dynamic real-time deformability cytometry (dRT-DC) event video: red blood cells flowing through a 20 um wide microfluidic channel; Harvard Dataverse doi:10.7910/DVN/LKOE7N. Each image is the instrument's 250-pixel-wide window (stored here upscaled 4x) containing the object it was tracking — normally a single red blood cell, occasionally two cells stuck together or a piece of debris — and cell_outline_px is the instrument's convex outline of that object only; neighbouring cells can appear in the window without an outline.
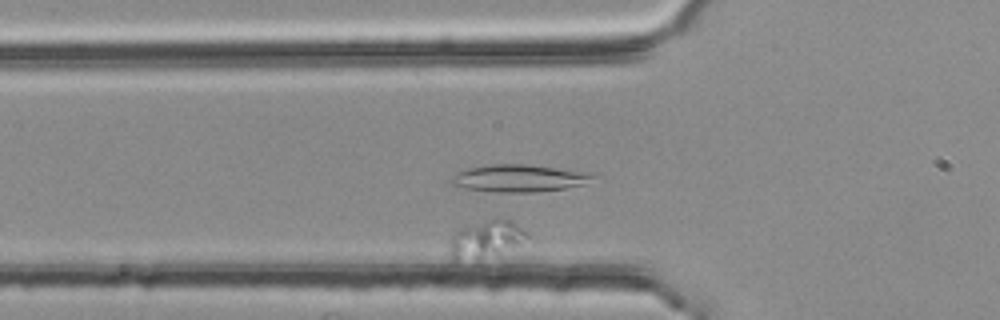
{"species": "common noctule bat (a hibernating species)", "species_latin": "Nyctalus noctula", "temperature_condition": "room temperature", "stored_images_in_passage": 47, "segment_of_instrument_passage": [2, 2], "camera_frame_rate_fps": 3000, "um_per_image_px": 0.085, "animal": {"sex": "female", "body_mass_g": 25.1}, "frame": {"image": 1, "passage_image": 16, "time_ms": 5.0, "image_size_px": [1000, 320], "cell_outline_px": [[528, 236], [500, 256], [480, 264], [456, 264], [452, 260], [448, 252], [448, 244], [452, 236], [460, 228], [472, 224], [488, 220], [512, 220]], "centroid_in_image_um": [41.15, 20.51], "position_along_channel_um": 84.6, "area_um2": 17.98}}